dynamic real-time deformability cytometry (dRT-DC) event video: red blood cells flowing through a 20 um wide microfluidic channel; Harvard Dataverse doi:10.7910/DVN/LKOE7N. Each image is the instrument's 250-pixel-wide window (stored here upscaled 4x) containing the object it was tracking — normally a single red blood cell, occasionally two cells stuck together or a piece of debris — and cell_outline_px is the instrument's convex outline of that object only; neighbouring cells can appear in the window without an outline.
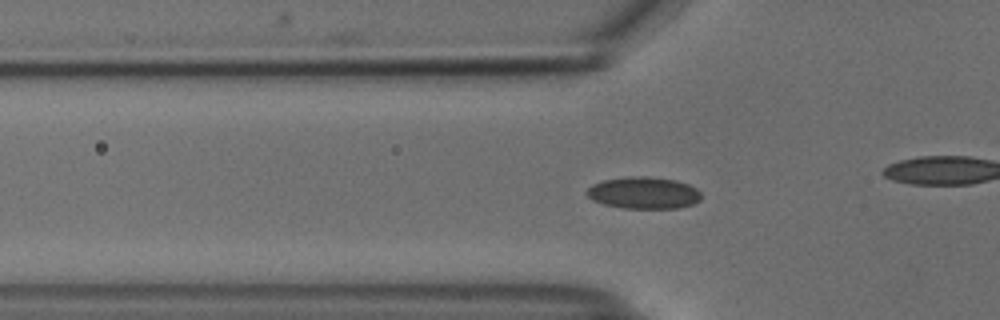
{"species": "common noctule bat (a hibernating species)", "species_latin": "Nyctalus noctula", "temperature_condition": "cold", "stored_images_in_passage": 41, "camera_frame_rate_fps": 3000, "um_per_image_px": 0.085, "animal": {"sex": "male", "body_mass_g": 18.8}, "frame": {"image": 1, "passage_image": 15, "time_ms": 4.667, "image_size_px": [1000, 320], "cell_outline_px": [[700, 200], [696, 204], [680, 208], [620, 208], [604, 204], [592, 200], [584, 192], [592, 184], [604, 180], [628, 176], [648, 176], [676, 180], [688, 184], [696, 188], [700, 192]], "centroid_in_image_um": [54.71, 16.39], "position_along_channel_um": 71.1, "area_um2": 21.5}}
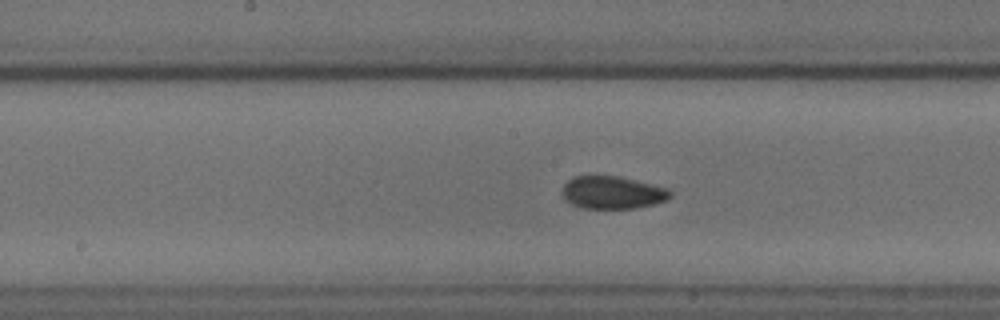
{"frame": {"image": 2, "passage_image": 25, "time_ms": 8.0, "image_size_px": [1000, 320], "cell_outline_px": [[672, 196], [664, 200], [652, 204], [636, 208], [580, 208], [564, 200], [560, 192], [564, 184], [572, 176], [620, 176], [668, 188], [672, 192]], "centroid_in_image_um": [52.01, 16.36], "position_along_channel_um": 196.2, "area_um2": 20.69}}
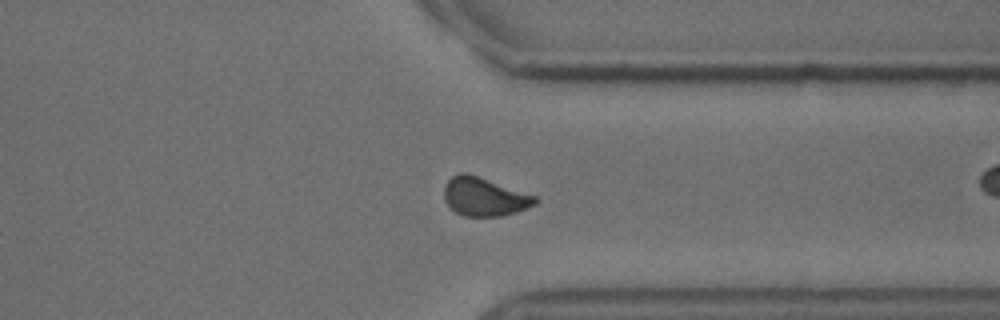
{"frame": {"image": 3, "passage_image": 39, "time_ms": 12.667, "image_size_px": [1000, 320], "cell_outline_px": [[540, 200], [536, 204], [516, 212], [500, 216], [464, 216], [456, 212], [448, 204], [444, 196], [444, 184], [452, 176], [460, 172], [464, 172], [536, 196]], "centroid_in_image_um": [41.17, 16.73], "position_along_channel_um": 370.2, "area_um2": 20.11}}